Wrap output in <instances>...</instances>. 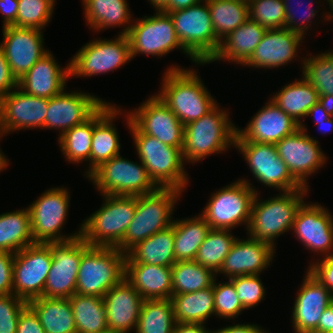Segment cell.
Instances as JSON below:
<instances>
[{
    "label": "cell",
    "instance_id": "18",
    "mask_svg": "<svg viewBox=\"0 0 333 333\" xmlns=\"http://www.w3.org/2000/svg\"><path fill=\"white\" fill-rule=\"evenodd\" d=\"M130 111L131 121L144 133L164 144L183 148L184 125L157 95Z\"/></svg>",
    "mask_w": 333,
    "mask_h": 333
},
{
    "label": "cell",
    "instance_id": "39",
    "mask_svg": "<svg viewBox=\"0 0 333 333\" xmlns=\"http://www.w3.org/2000/svg\"><path fill=\"white\" fill-rule=\"evenodd\" d=\"M69 301L77 333H109L102 297L74 294Z\"/></svg>",
    "mask_w": 333,
    "mask_h": 333
},
{
    "label": "cell",
    "instance_id": "27",
    "mask_svg": "<svg viewBox=\"0 0 333 333\" xmlns=\"http://www.w3.org/2000/svg\"><path fill=\"white\" fill-rule=\"evenodd\" d=\"M304 37L287 28L267 29L244 66L274 69L296 60ZM301 43V44H300Z\"/></svg>",
    "mask_w": 333,
    "mask_h": 333
},
{
    "label": "cell",
    "instance_id": "47",
    "mask_svg": "<svg viewBox=\"0 0 333 333\" xmlns=\"http://www.w3.org/2000/svg\"><path fill=\"white\" fill-rule=\"evenodd\" d=\"M249 18L266 29L285 28L283 0H250Z\"/></svg>",
    "mask_w": 333,
    "mask_h": 333
},
{
    "label": "cell",
    "instance_id": "30",
    "mask_svg": "<svg viewBox=\"0 0 333 333\" xmlns=\"http://www.w3.org/2000/svg\"><path fill=\"white\" fill-rule=\"evenodd\" d=\"M126 280L144 300L172 297V268L145 263H125Z\"/></svg>",
    "mask_w": 333,
    "mask_h": 333
},
{
    "label": "cell",
    "instance_id": "56",
    "mask_svg": "<svg viewBox=\"0 0 333 333\" xmlns=\"http://www.w3.org/2000/svg\"><path fill=\"white\" fill-rule=\"evenodd\" d=\"M333 113L332 103L329 101L319 100L307 113L306 117H313L315 124L328 120Z\"/></svg>",
    "mask_w": 333,
    "mask_h": 333
},
{
    "label": "cell",
    "instance_id": "52",
    "mask_svg": "<svg viewBox=\"0 0 333 333\" xmlns=\"http://www.w3.org/2000/svg\"><path fill=\"white\" fill-rule=\"evenodd\" d=\"M310 263L308 271L333 294V256L319 258Z\"/></svg>",
    "mask_w": 333,
    "mask_h": 333
},
{
    "label": "cell",
    "instance_id": "16",
    "mask_svg": "<svg viewBox=\"0 0 333 333\" xmlns=\"http://www.w3.org/2000/svg\"><path fill=\"white\" fill-rule=\"evenodd\" d=\"M304 123L292 135L275 144L277 153L285 162L294 179L303 187L309 188L308 177L316 173L326 163V155L319 141L311 137Z\"/></svg>",
    "mask_w": 333,
    "mask_h": 333
},
{
    "label": "cell",
    "instance_id": "31",
    "mask_svg": "<svg viewBox=\"0 0 333 333\" xmlns=\"http://www.w3.org/2000/svg\"><path fill=\"white\" fill-rule=\"evenodd\" d=\"M266 30L249 18L221 41L218 52L207 64L224 60L243 66L254 53Z\"/></svg>",
    "mask_w": 333,
    "mask_h": 333
},
{
    "label": "cell",
    "instance_id": "7",
    "mask_svg": "<svg viewBox=\"0 0 333 333\" xmlns=\"http://www.w3.org/2000/svg\"><path fill=\"white\" fill-rule=\"evenodd\" d=\"M181 194L182 191L177 189L158 188L153 193L137 196L133 220L116 248L127 253L137 243L171 226L174 206Z\"/></svg>",
    "mask_w": 333,
    "mask_h": 333
},
{
    "label": "cell",
    "instance_id": "57",
    "mask_svg": "<svg viewBox=\"0 0 333 333\" xmlns=\"http://www.w3.org/2000/svg\"><path fill=\"white\" fill-rule=\"evenodd\" d=\"M210 333H269L257 324L238 323L217 330H210Z\"/></svg>",
    "mask_w": 333,
    "mask_h": 333
},
{
    "label": "cell",
    "instance_id": "35",
    "mask_svg": "<svg viewBox=\"0 0 333 333\" xmlns=\"http://www.w3.org/2000/svg\"><path fill=\"white\" fill-rule=\"evenodd\" d=\"M270 99L298 124L302 123L301 119H305L308 111L320 100L316 88L303 77L283 86Z\"/></svg>",
    "mask_w": 333,
    "mask_h": 333
},
{
    "label": "cell",
    "instance_id": "11",
    "mask_svg": "<svg viewBox=\"0 0 333 333\" xmlns=\"http://www.w3.org/2000/svg\"><path fill=\"white\" fill-rule=\"evenodd\" d=\"M70 193L64 187L47 189L29 205L31 231L34 243L67 242L80 237L81 230L62 235L70 204Z\"/></svg>",
    "mask_w": 333,
    "mask_h": 333
},
{
    "label": "cell",
    "instance_id": "62",
    "mask_svg": "<svg viewBox=\"0 0 333 333\" xmlns=\"http://www.w3.org/2000/svg\"><path fill=\"white\" fill-rule=\"evenodd\" d=\"M315 125H318V127L320 128V131H323V134H326L328 132H332L333 131V119H332V116L326 120V121H321V122H318V124H315Z\"/></svg>",
    "mask_w": 333,
    "mask_h": 333
},
{
    "label": "cell",
    "instance_id": "17",
    "mask_svg": "<svg viewBox=\"0 0 333 333\" xmlns=\"http://www.w3.org/2000/svg\"><path fill=\"white\" fill-rule=\"evenodd\" d=\"M51 251L52 264L42 297L70 298L76 291L82 257V237L67 242L51 243Z\"/></svg>",
    "mask_w": 333,
    "mask_h": 333
},
{
    "label": "cell",
    "instance_id": "42",
    "mask_svg": "<svg viewBox=\"0 0 333 333\" xmlns=\"http://www.w3.org/2000/svg\"><path fill=\"white\" fill-rule=\"evenodd\" d=\"M172 295L196 292L212 287L216 273L193 261H179L172 267Z\"/></svg>",
    "mask_w": 333,
    "mask_h": 333
},
{
    "label": "cell",
    "instance_id": "15",
    "mask_svg": "<svg viewBox=\"0 0 333 333\" xmlns=\"http://www.w3.org/2000/svg\"><path fill=\"white\" fill-rule=\"evenodd\" d=\"M234 147L244 156L252 175L266 187L274 188L278 192L303 188L278 155L275 144L234 141Z\"/></svg>",
    "mask_w": 333,
    "mask_h": 333
},
{
    "label": "cell",
    "instance_id": "46",
    "mask_svg": "<svg viewBox=\"0 0 333 333\" xmlns=\"http://www.w3.org/2000/svg\"><path fill=\"white\" fill-rule=\"evenodd\" d=\"M56 0H18L15 27L37 28L43 30L54 13Z\"/></svg>",
    "mask_w": 333,
    "mask_h": 333
},
{
    "label": "cell",
    "instance_id": "40",
    "mask_svg": "<svg viewBox=\"0 0 333 333\" xmlns=\"http://www.w3.org/2000/svg\"><path fill=\"white\" fill-rule=\"evenodd\" d=\"M213 29L221 42L249 19V4L242 0H206Z\"/></svg>",
    "mask_w": 333,
    "mask_h": 333
},
{
    "label": "cell",
    "instance_id": "50",
    "mask_svg": "<svg viewBox=\"0 0 333 333\" xmlns=\"http://www.w3.org/2000/svg\"><path fill=\"white\" fill-rule=\"evenodd\" d=\"M301 1L297 0L298 3H296V2L294 3V5L295 4L297 5V7L295 5V7H296V9H295L294 5L291 4V2H292L291 0H283L284 9H285V16H286L285 28L289 29L290 31L296 32V33L302 35L303 37H305V35H306L305 32H307L306 30L310 29L309 26L311 25V22H312L311 20L315 16H317L316 13L319 12V10H316V9L312 8V6H313L312 0L311 1L307 0L308 2L306 1L307 2L306 4H305V0L302 1L304 3H302ZM303 4H305V7H304L303 10H306L304 12H303L302 9L299 10L300 8H302ZM298 7H300V8H298ZM298 10L301 11L300 12L301 15H299V16H298V14H299ZM297 18H299V19H297Z\"/></svg>",
    "mask_w": 333,
    "mask_h": 333
},
{
    "label": "cell",
    "instance_id": "20",
    "mask_svg": "<svg viewBox=\"0 0 333 333\" xmlns=\"http://www.w3.org/2000/svg\"><path fill=\"white\" fill-rule=\"evenodd\" d=\"M106 101L90 93L63 90L60 94L48 99L45 128L55 129L60 136L74 126L91 118Z\"/></svg>",
    "mask_w": 333,
    "mask_h": 333
},
{
    "label": "cell",
    "instance_id": "55",
    "mask_svg": "<svg viewBox=\"0 0 333 333\" xmlns=\"http://www.w3.org/2000/svg\"><path fill=\"white\" fill-rule=\"evenodd\" d=\"M17 87V79L12 75L3 49L0 46V99Z\"/></svg>",
    "mask_w": 333,
    "mask_h": 333
},
{
    "label": "cell",
    "instance_id": "3",
    "mask_svg": "<svg viewBox=\"0 0 333 333\" xmlns=\"http://www.w3.org/2000/svg\"><path fill=\"white\" fill-rule=\"evenodd\" d=\"M308 191L309 189L302 188L280 192L264 201H259V193H256L247 234L252 239L270 244L275 249L276 238L292 230L296 213L306 199L304 197Z\"/></svg>",
    "mask_w": 333,
    "mask_h": 333
},
{
    "label": "cell",
    "instance_id": "59",
    "mask_svg": "<svg viewBox=\"0 0 333 333\" xmlns=\"http://www.w3.org/2000/svg\"><path fill=\"white\" fill-rule=\"evenodd\" d=\"M317 331L328 333L333 331V303L329 305L321 315Z\"/></svg>",
    "mask_w": 333,
    "mask_h": 333
},
{
    "label": "cell",
    "instance_id": "64",
    "mask_svg": "<svg viewBox=\"0 0 333 333\" xmlns=\"http://www.w3.org/2000/svg\"><path fill=\"white\" fill-rule=\"evenodd\" d=\"M9 159H6V156L0 149V172L3 171L6 167H8Z\"/></svg>",
    "mask_w": 333,
    "mask_h": 333
},
{
    "label": "cell",
    "instance_id": "14",
    "mask_svg": "<svg viewBox=\"0 0 333 333\" xmlns=\"http://www.w3.org/2000/svg\"><path fill=\"white\" fill-rule=\"evenodd\" d=\"M51 264V243H34L16 252L13 259V294L27 303L41 297Z\"/></svg>",
    "mask_w": 333,
    "mask_h": 333
},
{
    "label": "cell",
    "instance_id": "19",
    "mask_svg": "<svg viewBox=\"0 0 333 333\" xmlns=\"http://www.w3.org/2000/svg\"><path fill=\"white\" fill-rule=\"evenodd\" d=\"M48 99L16 87L0 99V138L17 130L45 129Z\"/></svg>",
    "mask_w": 333,
    "mask_h": 333
},
{
    "label": "cell",
    "instance_id": "43",
    "mask_svg": "<svg viewBox=\"0 0 333 333\" xmlns=\"http://www.w3.org/2000/svg\"><path fill=\"white\" fill-rule=\"evenodd\" d=\"M303 78L316 88L320 100L333 102V50L303 58Z\"/></svg>",
    "mask_w": 333,
    "mask_h": 333
},
{
    "label": "cell",
    "instance_id": "65",
    "mask_svg": "<svg viewBox=\"0 0 333 333\" xmlns=\"http://www.w3.org/2000/svg\"><path fill=\"white\" fill-rule=\"evenodd\" d=\"M327 1V4L329 3V8L331 9L330 13H325V15H333V0H326Z\"/></svg>",
    "mask_w": 333,
    "mask_h": 333
},
{
    "label": "cell",
    "instance_id": "36",
    "mask_svg": "<svg viewBox=\"0 0 333 333\" xmlns=\"http://www.w3.org/2000/svg\"><path fill=\"white\" fill-rule=\"evenodd\" d=\"M174 220V253L176 262L195 260L199 247L211 227L201 214Z\"/></svg>",
    "mask_w": 333,
    "mask_h": 333
},
{
    "label": "cell",
    "instance_id": "12",
    "mask_svg": "<svg viewBox=\"0 0 333 333\" xmlns=\"http://www.w3.org/2000/svg\"><path fill=\"white\" fill-rule=\"evenodd\" d=\"M135 20L127 34L132 59L137 54L162 57L176 48L183 51L196 65H205V63H198L182 47L177 38L173 20L168 13L156 11L153 16H144Z\"/></svg>",
    "mask_w": 333,
    "mask_h": 333
},
{
    "label": "cell",
    "instance_id": "66",
    "mask_svg": "<svg viewBox=\"0 0 333 333\" xmlns=\"http://www.w3.org/2000/svg\"><path fill=\"white\" fill-rule=\"evenodd\" d=\"M326 21H330V20H333V15H326Z\"/></svg>",
    "mask_w": 333,
    "mask_h": 333
},
{
    "label": "cell",
    "instance_id": "41",
    "mask_svg": "<svg viewBox=\"0 0 333 333\" xmlns=\"http://www.w3.org/2000/svg\"><path fill=\"white\" fill-rule=\"evenodd\" d=\"M94 130V115L84 123L74 126L58 137V143L67 161L82 163L88 161L86 177L91 174V145Z\"/></svg>",
    "mask_w": 333,
    "mask_h": 333
},
{
    "label": "cell",
    "instance_id": "28",
    "mask_svg": "<svg viewBox=\"0 0 333 333\" xmlns=\"http://www.w3.org/2000/svg\"><path fill=\"white\" fill-rule=\"evenodd\" d=\"M70 77V63L63 69L48 51L17 80V87L29 95L50 99L66 88Z\"/></svg>",
    "mask_w": 333,
    "mask_h": 333
},
{
    "label": "cell",
    "instance_id": "26",
    "mask_svg": "<svg viewBox=\"0 0 333 333\" xmlns=\"http://www.w3.org/2000/svg\"><path fill=\"white\" fill-rule=\"evenodd\" d=\"M275 250L270 244L252 239H237L225 257L216 275L223 274L227 279L243 275H261L275 257Z\"/></svg>",
    "mask_w": 333,
    "mask_h": 333
},
{
    "label": "cell",
    "instance_id": "37",
    "mask_svg": "<svg viewBox=\"0 0 333 333\" xmlns=\"http://www.w3.org/2000/svg\"><path fill=\"white\" fill-rule=\"evenodd\" d=\"M176 323H201L215 314L213 286L171 297Z\"/></svg>",
    "mask_w": 333,
    "mask_h": 333
},
{
    "label": "cell",
    "instance_id": "21",
    "mask_svg": "<svg viewBox=\"0 0 333 333\" xmlns=\"http://www.w3.org/2000/svg\"><path fill=\"white\" fill-rule=\"evenodd\" d=\"M3 41L0 43L12 75L18 80L49 50L44 48L41 29L2 27Z\"/></svg>",
    "mask_w": 333,
    "mask_h": 333
},
{
    "label": "cell",
    "instance_id": "22",
    "mask_svg": "<svg viewBox=\"0 0 333 333\" xmlns=\"http://www.w3.org/2000/svg\"><path fill=\"white\" fill-rule=\"evenodd\" d=\"M292 231L306 249L323 257L333 256V216L321 204L303 202Z\"/></svg>",
    "mask_w": 333,
    "mask_h": 333
},
{
    "label": "cell",
    "instance_id": "45",
    "mask_svg": "<svg viewBox=\"0 0 333 333\" xmlns=\"http://www.w3.org/2000/svg\"><path fill=\"white\" fill-rule=\"evenodd\" d=\"M237 239L231 230L210 229L195 261L217 273Z\"/></svg>",
    "mask_w": 333,
    "mask_h": 333
},
{
    "label": "cell",
    "instance_id": "58",
    "mask_svg": "<svg viewBox=\"0 0 333 333\" xmlns=\"http://www.w3.org/2000/svg\"><path fill=\"white\" fill-rule=\"evenodd\" d=\"M18 0H0V13L3 15V26L12 25L16 21Z\"/></svg>",
    "mask_w": 333,
    "mask_h": 333
},
{
    "label": "cell",
    "instance_id": "4",
    "mask_svg": "<svg viewBox=\"0 0 333 333\" xmlns=\"http://www.w3.org/2000/svg\"><path fill=\"white\" fill-rule=\"evenodd\" d=\"M184 126L183 159L195 163L234 146L237 127L228 111L218 107Z\"/></svg>",
    "mask_w": 333,
    "mask_h": 333
},
{
    "label": "cell",
    "instance_id": "13",
    "mask_svg": "<svg viewBox=\"0 0 333 333\" xmlns=\"http://www.w3.org/2000/svg\"><path fill=\"white\" fill-rule=\"evenodd\" d=\"M130 42L127 35L114 39H94L86 43L70 59V76L91 77L119 69L131 61Z\"/></svg>",
    "mask_w": 333,
    "mask_h": 333
},
{
    "label": "cell",
    "instance_id": "10",
    "mask_svg": "<svg viewBox=\"0 0 333 333\" xmlns=\"http://www.w3.org/2000/svg\"><path fill=\"white\" fill-rule=\"evenodd\" d=\"M101 195L139 196L155 192L143 163L116 155L97 167L88 177Z\"/></svg>",
    "mask_w": 333,
    "mask_h": 333
},
{
    "label": "cell",
    "instance_id": "38",
    "mask_svg": "<svg viewBox=\"0 0 333 333\" xmlns=\"http://www.w3.org/2000/svg\"><path fill=\"white\" fill-rule=\"evenodd\" d=\"M32 244L28 207L0 215V251L15 254Z\"/></svg>",
    "mask_w": 333,
    "mask_h": 333
},
{
    "label": "cell",
    "instance_id": "6",
    "mask_svg": "<svg viewBox=\"0 0 333 333\" xmlns=\"http://www.w3.org/2000/svg\"><path fill=\"white\" fill-rule=\"evenodd\" d=\"M105 201L81 223V237L90 246L117 247L133 220L137 196L102 195Z\"/></svg>",
    "mask_w": 333,
    "mask_h": 333
},
{
    "label": "cell",
    "instance_id": "32",
    "mask_svg": "<svg viewBox=\"0 0 333 333\" xmlns=\"http://www.w3.org/2000/svg\"><path fill=\"white\" fill-rule=\"evenodd\" d=\"M125 263H145L172 267L176 263L174 221L168 228L158 231L132 247L126 253Z\"/></svg>",
    "mask_w": 333,
    "mask_h": 333
},
{
    "label": "cell",
    "instance_id": "29",
    "mask_svg": "<svg viewBox=\"0 0 333 333\" xmlns=\"http://www.w3.org/2000/svg\"><path fill=\"white\" fill-rule=\"evenodd\" d=\"M106 102L94 114V130L91 145V173L103 162L120 154L121 144L116 126L113 124L117 116H121L120 108Z\"/></svg>",
    "mask_w": 333,
    "mask_h": 333
},
{
    "label": "cell",
    "instance_id": "25",
    "mask_svg": "<svg viewBox=\"0 0 333 333\" xmlns=\"http://www.w3.org/2000/svg\"><path fill=\"white\" fill-rule=\"evenodd\" d=\"M144 299L124 277L103 296L109 333L136 329Z\"/></svg>",
    "mask_w": 333,
    "mask_h": 333
},
{
    "label": "cell",
    "instance_id": "2",
    "mask_svg": "<svg viewBox=\"0 0 333 333\" xmlns=\"http://www.w3.org/2000/svg\"><path fill=\"white\" fill-rule=\"evenodd\" d=\"M127 126L133 136L138 159L145 166L150 179L158 188L185 190L189 182L182 149L162 143L157 138L144 134L132 121L129 112Z\"/></svg>",
    "mask_w": 333,
    "mask_h": 333
},
{
    "label": "cell",
    "instance_id": "1",
    "mask_svg": "<svg viewBox=\"0 0 333 333\" xmlns=\"http://www.w3.org/2000/svg\"><path fill=\"white\" fill-rule=\"evenodd\" d=\"M197 73L193 68L169 66L162 77L161 91L156 94L184 126L218 105Z\"/></svg>",
    "mask_w": 333,
    "mask_h": 333
},
{
    "label": "cell",
    "instance_id": "49",
    "mask_svg": "<svg viewBox=\"0 0 333 333\" xmlns=\"http://www.w3.org/2000/svg\"><path fill=\"white\" fill-rule=\"evenodd\" d=\"M259 276L243 275L230 278L245 310L255 307L265 298L266 290Z\"/></svg>",
    "mask_w": 333,
    "mask_h": 333
},
{
    "label": "cell",
    "instance_id": "5",
    "mask_svg": "<svg viewBox=\"0 0 333 333\" xmlns=\"http://www.w3.org/2000/svg\"><path fill=\"white\" fill-rule=\"evenodd\" d=\"M126 253L116 247L90 246L82 238L75 294L102 297L125 275Z\"/></svg>",
    "mask_w": 333,
    "mask_h": 333
},
{
    "label": "cell",
    "instance_id": "48",
    "mask_svg": "<svg viewBox=\"0 0 333 333\" xmlns=\"http://www.w3.org/2000/svg\"><path fill=\"white\" fill-rule=\"evenodd\" d=\"M215 315L224 319H235L245 309L238 299L233 282L216 283V278L213 283Z\"/></svg>",
    "mask_w": 333,
    "mask_h": 333
},
{
    "label": "cell",
    "instance_id": "33",
    "mask_svg": "<svg viewBox=\"0 0 333 333\" xmlns=\"http://www.w3.org/2000/svg\"><path fill=\"white\" fill-rule=\"evenodd\" d=\"M86 24L98 32L110 27H124L120 35H127L132 20L129 3L126 0H82ZM127 24V25H126ZM130 24V25H129Z\"/></svg>",
    "mask_w": 333,
    "mask_h": 333
},
{
    "label": "cell",
    "instance_id": "61",
    "mask_svg": "<svg viewBox=\"0 0 333 333\" xmlns=\"http://www.w3.org/2000/svg\"><path fill=\"white\" fill-rule=\"evenodd\" d=\"M202 1L203 0H171L169 6L163 12L167 13L170 11L184 9Z\"/></svg>",
    "mask_w": 333,
    "mask_h": 333
},
{
    "label": "cell",
    "instance_id": "44",
    "mask_svg": "<svg viewBox=\"0 0 333 333\" xmlns=\"http://www.w3.org/2000/svg\"><path fill=\"white\" fill-rule=\"evenodd\" d=\"M176 324L171 299L144 300L136 333H173Z\"/></svg>",
    "mask_w": 333,
    "mask_h": 333
},
{
    "label": "cell",
    "instance_id": "9",
    "mask_svg": "<svg viewBox=\"0 0 333 333\" xmlns=\"http://www.w3.org/2000/svg\"><path fill=\"white\" fill-rule=\"evenodd\" d=\"M249 182L248 179H238L212 193L200 213L211 229L232 230L241 224L248 228L252 202L258 193Z\"/></svg>",
    "mask_w": 333,
    "mask_h": 333
},
{
    "label": "cell",
    "instance_id": "60",
    "mask_svg": "<svg viewBox=\"0 0 333 333\" xmlns=\"http://www.w3.org/2000/svg\"><path fill=\"white\" fill-rule=\"evenodd\" d=\"M173 333H210V330L201 323H176Z\"/></svg>",
    "mask_w": 333,
    "mask_h": 333
},
{
    "label": "cell",
    "instance_id": "23",
    "mask_svg": "<svg viewBox=\"0 0 333 333\" xmlns=\"http://www.w3.org/2000/svg\"><path fill=\"white\" fill-rule=\"evenodd\" d=\"M247 124L244 129L237 127L235 141L276 144L300 128V124L286 114L271 99Z\"/></svg>",
    "mask_w": 333,
    "mask_h": 333
},
{
    "label": "cell",
    "instance_id": "54",
    "mask_svg": "<svg viewBox=\"0 0 333 333\" xmlns=\"http://www.w3.org/2000/svg\"><path fill=\"white\" fill-rule=\"evenodd\" d=\"M16 333H45L38 315L29 305L20 313Z\"/></svg>",
    "mask_w": 333,
    "mask_h": 333
},
{
    "label": "cell",
    "instance_id": "53",
    "mask_svg": "<svg viewBox=\"0 0 333 333\" xmlns=\"http://www.w3.org/2000/svg\"><path fill=\"white\" fill-rule=\"evenodd\" d=\"M14 254L0 251V295L13 294Z\"/></svg>",
    "mask_w": 333,
    "mask_h": 333
},
{
    "label": "cell",
    "instance_id": "8",
    "mask_svg": "<svg viewBox=\"0 0 333 333\" xmlns=\"http://www.w3.org/2000/svg\"><path fill=\"white\" fill-rule=\"evenodd\" d=\"M167 13L173 20L182 47L198 63L207 64L218 52L221 44L213 29L207 1Z\"/></svg>",
    "mask_w": 333,
    "mask_h": 333
},
{
    "label": "cell",
    "instance_id": "34",
    "mask_svg": "<svg viewBox=\"0 0 333 333\" xmlns=\"http://www.w3.org/2000/svg\"><path fill=\"white\" fill-rule=\"evenodd\" d=\"M45 333H77L69 298L38 297L28 302Z\"/></svg>",
    "mask_w": 333,
    "mask_h": 333
},
{
    "label": "cell",
    "instance_id": "63",
    "mask_svg": "<svg viewBox=\"0 0 333 333\" xmlns=\"http://www.w3.org/2000/svg\"><path fill=\"white\" fill-rule=\"evenodd\" d=\"M155 11H164L170 4L171 0H149Z\"/></svg>",
    "mask_w": 333,
    "mask_h": 333
},
{
    "label": "cell",
    "instance_id": "67",
    "mask_svg": "<svg viewBox=\"0 0 333 333\" xmlns=\"http://www.w3.org/2000/svg\"><path fill=\"white\" fill-rule=\"evenodd\" d=\"M306 333H324V332H320V331H317V330H311V331H308Z\"/></svg>",
    "mask_w": 333,
    "mask_h": 333
},
{
    "label": "cell",
    "instance_id": "51",
    "mask_svg": "<svg viewBox=\"0 0 333 333\" xmlns=\"http://www.w3.org/2000/svg\"><path fill=\"white\" fill-rule=\"evenodd\" d=\"M27 305L14 294L0 295V333H16L20 313Z\"/></svg>",
    "mask_w": 333,
    "mask_h": 333
},
{
    "label": "cell",
    "instance_id": "24",
    "mask_svg": "<svg viewBox=\"0 0 333 333\" xmlns=\"http://www.w3.org/2000/svg\"><path fill=\"white\" fill-rule=\"evenodd\" d=\"M295 297L292 326L295 333L317 330L324 310L333 303V294L308 270Z\"/></svg>",
    "mask_w": 333,
    "mask_h": 333
}]
</instances>
